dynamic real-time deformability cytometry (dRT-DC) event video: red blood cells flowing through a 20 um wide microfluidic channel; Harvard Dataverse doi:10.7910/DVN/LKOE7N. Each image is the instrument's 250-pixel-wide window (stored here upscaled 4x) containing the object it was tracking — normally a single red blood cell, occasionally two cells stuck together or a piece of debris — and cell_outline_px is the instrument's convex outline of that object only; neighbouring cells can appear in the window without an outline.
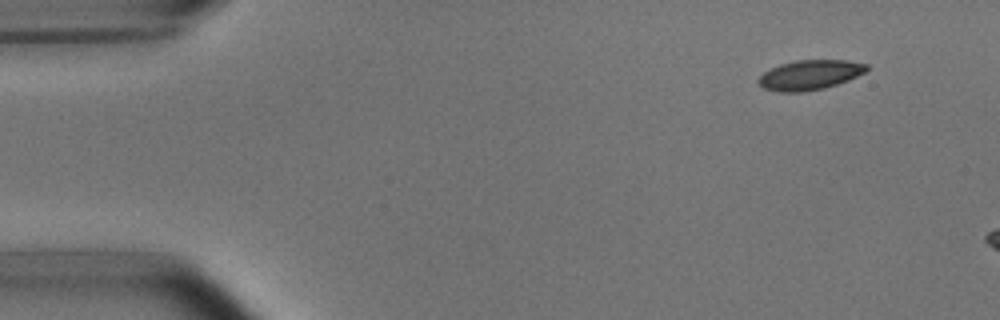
{"species": "common noctule bat (a hibernating species)", "species_latin": "Nyctalus noctula", "temperature_condition": "room temperature", "stored_images_in_passage": 3, "camera_frame_rate_fps": 3000, "um_per_image_px": 0.085, "animal": {"sex": "male", "body_mass_g": 15.6}, "frame": {"image": 1, "passage_image": 1, "time_ms": 0.0, "image_size_px": [1000, 320], "cell_outline_px": [[868, 68], [864, 72], [848, 80], [824, 88], [804, 92], [780, 92], [764, 88], [756, 80], [764, 72], [780, 64], [796, 60], [848, 60], [868, 64]], "centroid_in_image_um": [68.83, 6.36], "position_along_channel_um": 16.2, "area_um2": 18.67}}